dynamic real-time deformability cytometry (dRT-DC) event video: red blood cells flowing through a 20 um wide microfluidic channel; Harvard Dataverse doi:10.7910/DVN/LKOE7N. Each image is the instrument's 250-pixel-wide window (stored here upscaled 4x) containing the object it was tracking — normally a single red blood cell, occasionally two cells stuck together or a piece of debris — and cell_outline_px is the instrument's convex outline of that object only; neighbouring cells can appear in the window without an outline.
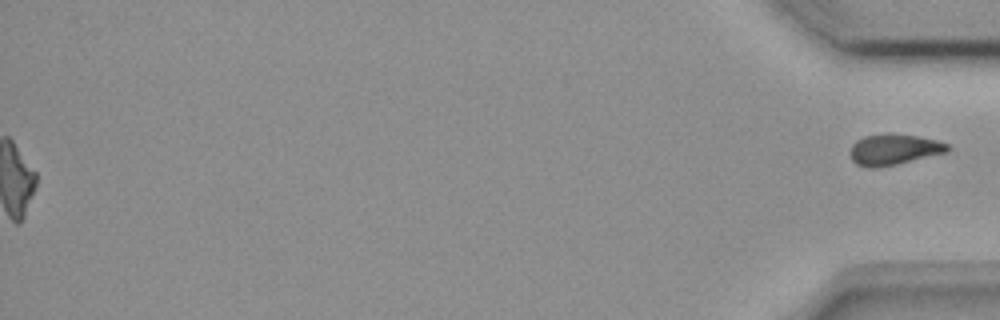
{"species": "common noctule bat (a hibernating species)", "species_latin": "Nyctalus noctula", "temperature_condition": "room temperature", "stored_images_in_passage": 54, "segment_of_instrument_passage": [2, 2], "camera_frame_rate_fps": 3000, "um_per_image_px": 0.085, "animal": {"sex": "female", "body_mass_g": 18.4}, "frame": {"image": 1, "passage_image": 54, "time_ms": 17.667, "image_size_px": [1000, 320], "cell_outline_px": [[952, 148], [948, 152], [896, 164], [872, 168], [868, 168], [856, 164], [852, 160], [852, 144], [856, 140], [864, 136], [920, 136], [936, 140], [948, 144]], "centroid_in_image_um": [76.03, 12.74], "position_along_channel_um": 359.2, "area_um2": 16.82}}